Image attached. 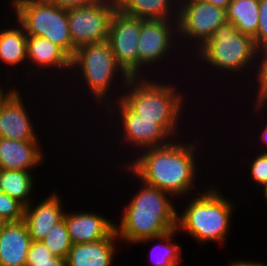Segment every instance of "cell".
Here are the masks:
<instances>
[{"instance_id":"1","label":"cell","mask_w":267,"mask_h":266,"mask_svg":"<svg viewBox=\"0 0 267 266\" xmlns=\"http://www.w3.org/2000/svg\"><path fill=\"white\" fill-rule=\"evenodd\" d=\"M188 139L189 141L184 138L174 139L167 145L142 150L133 159L124 161L122 166L125 165L143 183L163 190L181 201V198L200 191L196 188V180L200 182V167L197 163L201 156L197 151L201 140L194 138L191 141L192 136H188Z\"/></svg>"},{"instance_id":"2","label":"cell","mask_w":267,"mask_h":266,"mask_svg":"<svg viewBox=\"0 0 267 266\" xmlns=\"http://www.w3.org/2000/svg\"><path fill=\"white\" fill-rule=\"evenodd\" d=\"M124 174L138 182L140 188L122 207L119 224L115 222V232L121 241L128 245H138L145 239L155 238L177 229V208L175 198L156 187L139 180L125 165Z\"/></svg>"},{"instance_id":"3","label":"cell","mask_w":267,"mask_h":266,"mask_svg":"<svg viewBox=\"0 0 267 266\" xmlns=\"http://www.w3.org/2000/svg\"><path fill=\"white\" fill-rule=\"evenodd\" d=\"M160 78L162 81L154 80V76L130 77L121 100L142 119L157 120V124L173 140L177 137L182 139L184 131L179 129L183 127L180 124L184 117L182 111L185 113L187 92L182 91V86L178 88L180 84L173 85L168 79L166 82L162 75Z\"/></svg>"},{"instance_id":"4","label":"cell","mask_w":267,"mask_h":266,"mask_svg":"<svg viewBox=\"0 0 267 266\" xmlns=\"http://www.w3.org/2000/svg\"><path fill=\"white\" fill-rule=\"evenodd\" d=\"M69 75L72 76V78L69 76L67 82L69 78L72 82V79L75 77L77 81L75 82L76 79H74V83H78L80 80V83L82 82L79 85L81 88L77 86L74 87L75 89L77 88L78 94L80 92L78 89H85L91 99L93 98L92 102L94 100L95 106L98 105L97 109L102 110L110 103L121 99L122 90L125 89L130 79L117 64L108 41L79 46L71 58V70ZM116 83L119 84L115 85ZM114 87L119 91L114 89ZM115 96H117V98H115Z\"/></svg>"},{"instance_id":"5","label":"cell","mask_w":267,"mask_h":266,"mask_svg":"<svg viewBox=\"0 0 267 266\" xmlns=\"http://www.w3.org/2000/svg\"><path fill=\"white\" fill-rule=\"evenodd\" d=\"M211 186L189 196L188 204L177 213V230L187 233L199 245L209 242L224 245L237 204L233 198L227 199L218 187Z\"/></svg>"},{"instance_id":"6","label":"cell","mask_w":267,"mask_h":266,"mask_svg":"<svg viewBox=\"0 0 267 266\" xmlns=\"http://www.w3.org/2000/svg\"><path fill=\"white\" fill-rule=\"evenodd\" d=\"M192 57L196 59L193 58L188 61L192 60L194 61L193 64L200 63L202 65H193V68L197 66L194 71L199 67L201 72L203 71L202 68L206 70L204 73L209 69L214 75L216 72L222 71L225 75L228 73L229 78L227 77L226 80L230 79L229 75L233 74L235 78L241 75L246 78L243 82L246 84V81H250L249 77L252 78L255 70L256 47L252 37L239 32L233 23L226 22L216 29L211 38Z\"/></svg>"},{"instance_id":"7","label":"cell","mask_w":267,"mask_h":266,"mask_svg":"<svg viewBox=\"0 0 267 266\" xmlns=\"http://www.w3.org/2000/svg\"><path fill=\"white\" fill-rule=\"evenodd\" d=\"M10 3L14 19L28 36L47 38L72 58L77 48L70 36L67 9L44 0H11Z\"/></svg>"},{"instance_id":"8","label":"cell","mask_w":267,"mask_h":266,"mask_svg":"<svg viewBox=\"0 0 267 266\" xmlns=\"http://www.w3.org/2000/svg\"><path fill=\"white\" fill-rule=\"evenodd\" d=\"M103 111V115L109 114L104 117L110 116L108 118H110L111 121L109 120L107 124L110 122L111 125H107L109 126L108 129H113L115 135L118 134V138H121L119 141L122 140L121 142L118 141V143H126L125 148L128 147L131 153L133 150L134 152L136 150V153H132L133 157L142 150L161 147L169 144L173 140L157 124V120L142 119L141 116L134 113L121 99L110 103ZM111 122L116 123L118 127L116 124L113 126ZM114 127L115 129L117 128V130H115ZM116 131L118 133H116Z\"/></svg>"},{"instance_id":"9","label":"cell","mask_w":267,"mask_h":266,"mask_svg":"<svg viewBox=\"0 0 267 266\" xmlns=\"http://www.w3.org/2000/svg\"><path fill=\"white\" fill-rule=\"evenodd\" d=\"M226 22L227 14L224 8L202 0H180L177 30L182 53L190 50L188 53L193 55L211 38L216 29ZM182 41L185 42L184 45Z\"/></svg>"},{"instance_id":"10","label":"cell","mask_w":267,"mask_h":266,"mask_svg":"<svg viewBox=\"0 0 267 266\" xmlns=\"http://www.w3.org/2000/svg\"><path fill=\"white\" fill-rule=\"evenodd\" d=\"M179 46L177 19H141V31L138 39V77L156 76V71L152 70L156 68L158 71V68H162L160 65H164L162 62H169L164 59L176 58L172 54L182 50Z\"/></svg>"},{"instance_id":"11","label":"cell","mask_w":267,"mask_h":266,"mask_svg":"<svg viewBox=\"0 0 267 266\" xmlns=\"http://www.w3.org/2000/svg\"><path fill=\"white\" fill-rule=\"evenodd\" d=\"M118 8L117 0H94L92 3L67 9L73 45L108 41L111 18Z\"/></svg>"},{"instance_id":"12","label":"cell","mask_w":267,"mask_h":266,"mask_svg":"<svg viewBox=\"0 0 267 266\" xmlns=\"http://www.w3.org/2000/svg\"><path fill=\"white\" fill-rule=\"evenodd\" d=\"M141 19L123 13L119 8L112 15L108 42L117 64L129 77H138V39Z\"/></svg>"},{"instance_id":"13","label":"cell","mask_w":267,"mask_h":266,"mask_svg":"<svg viewBox=\"0 0 267 266\" xmlns=\"http://www.w3.org/2000/svg\"><path fill=\"white\" fill-rule=\"evenodd\" d=\"M26 52H27V65L25 66L26 67L28 66L26 69L29 70L26 71V73L28 74L26 75V77L30 76L29 78L27 77L26 79L28 83L31 80H33L32 83L36 84V82L34 81L35 77H38L39 74L40 77L43 75L45 76V74L46 73L49 74L50 71L52 74L49 75L53 76L54 80L56 81L55 84H57L58 82L60 83L62 81V83H60L61 86L59 87H62V84L68 80L69 75L67 74H70L71 58L52 41L44 37L28 36ZM45 70H47L48 72H46ZM58 72H60V74ZM54 76H59L58 79L61 77L60 79L61 81H59ZM62 77L64 78V80L65 79L66 80L64 81Z\"/></svg>"},{"instance_id":"14","label":"cell","mask_w":267,"mask_h":266,"mask_svg":"<svg viewBox=\"0 0 267 266\" xmlns=\"http://www.w3.org/2000/svg\"><path fill=\"white\" fill-rule=\"evenodd\" d=\"M18 88L5 100L0 108V137L16 141H41L31 119L21 91ZM31 114V115H29ZM37 130V131H36Z\"/></svg>"},{"instance_id":"15","label":"cell","mask_w":267,"mask_h":266,"mask_svg":"<svg viewBox=\"0 0 267 266\" xmlns=\"http://www.w3.org/2000/svg\"><path fill=\"white\" fill-rule=\"evenodd\" d=\"M60 195L54 190L41 201H37L36 205L31 201L25 207L23 221L33 241H41L54 225L63 220L67 208L64 209V201Z\"/></svg>"},{"instance_id":"16","label":"cell","mask_w":267,"mask_h":266,"mask_svg":"<svg viewBox=\"0 0 267 266\" xmlns=\"http://www.w3.org/2000/svg\"><path fill=\"white\" fill-rule=\"evenodd\" d=\"M66 210L64 220L72 244L96 242L107 238L115 230V220L94 210L75 212Z\"/></svg>"},{"instance_id":"17","label":"cell","mask_w":267,"mask_h":266,"mask_svg":"<svg viewBox=\"0 0 267 266\" xmlns=\"http://www.w3.org/2000/svg\"><path fill=\"white\" fill-rule=\"evenodd\" d=\"M40 141H16L0 137V169L34 171L45 164L47 154Z\"/></svg>"},{"instance_id":"18","label":"cell","mask_w":267,"mask_h":266,"mask_svg":"<svg viewBox=\"0 0 267 266\" xmlns=\"http://www.w3.org/2000/svg\"><path fill=\"white\" fill-rule=\"evenodd\" d=\"M117 242V243H116ZM115 230L96 242L72 244L66 257L67 266H113L119 247ZM113 264V265H112Z\"/></svg>"},{"instance_id":"19","label":"cell","mask_w":267,"mask_h":266,"mask_svg":"<svg viewBox=\"0 0 267 266\" xmlns=\"http://www.w3.org/2000/svg\"><path fill=\"white\" fill-rule=\"evenodd\" d=\"M32 242L24 221L8 222L0 231V266H26Z\"/></svg>"},{"instance_id":"20","label":"cell","mask_w":267,"mask_h":266,"mask_svg":"<svg viewBox=\"0 0 267 266\" xmlns=\"http://www.w3.org/2000/svg\"><path fill=\"white\" fill-rule=\"evenodd\" d=\"M16 23H11L8 27L1 28L0 30V62L2 65H6L5 68L11 71V74L14 72V69L19 70V67L22 68L23 65H27V39L28 35L25 33L24 28L14 20ZM7 27V28H6ZM18 68V69H17Z\"/></svg>"},{"instance_id":"21","label":"cell","mask_w":267,"mask_h":266,"mask_svg":"<svg viewBox=\"0 0 267 266\" xmlns=\"http://www.w3.org/2000/svg\"><path fill=\"white\" fill-rule=\"evenodd\" d=\"M180 0H117L125 14L143 20L177 19Z\"/></svg>"},{"instance_id":"22","label":"cell","mask_w":267,"mask_h":266,"mask_svg":"<svg viewBox=\"0 0 267 266\" xmlns=\"http://www.w3.org/2000/svg\"><path fill=\"white\" fill-rule=\"evenodd\" d=\"M32 173L26 170L0 169V191L26 207L34 200L32 192L35 193L33 188H35L36 175Z\"/></svg>"},{"instance_id":"23","label":"cell","mask_w":267,"mask_h":266,"mask_svg":"<svg viewBox=\"0 0 267 266\" xmlns=\"http://www.w3.org/2000/svg\"><path fill=\"white\" fill-rule=\"evenodd\" d=\"M259 0H232L227 9V22L233 23L242 34L252 38L258 30Z\"/></svg>"},{"instance_id":"24","label":"cell","mask_w":267,"mask_h":266,"mask_svg":"<svg viewBox=\"0 0 267 266\" xmlns=\"http://www.w3.org/2000/svg\"><path fill=\"white\" fill-rule=\"evenodd\" d=\"M180 235L177 229L171 230L168 233L150 239H145L143 241L138 242L147 243L158 241L151 250V265L152 266H180L183 263L182 249L179 244L174 242V237Z\"/></svg>"},{"instance_id":"25","label":"cell","mask_w":267,"mask_h":266,"mask_svg":"<svg viewBox=\"0 0 267 266\" xmlns=\"http://www.w3.org/2000/svg\"><path fill=\"white\" fill-rule=\"evenodd\" d=\"M254 72V76H252L250 82L255 81L256 84L254 82L247 83L250 84L248 86L250 89L253 86L256 90V92H251V96L254 93L253 97H255L253 100H267V43L256 47V65Z\"/></svg>"},{"instance_id":"26","label":"cell","mask_w":267,"mask_h":266,"mask_svg":"<svg viewBox=\"0 0 267 266\" xmlns=\"http://www.w3.org/2000/svg\"><path fill=\"white\" fill-rule=\"evenodd\" d=\"M41 241H43L52 254L57 257L66 258L72 247V242L67 232L65 220L63 219L54 225Z\"/></svg>"},{"instance_id":"27","label":"cell","mask_w":267,"mask_h":266,"mask_svg":"<svg viewBox=\"0 0 267 266\" xmlns=\"http://www.w3.org/2000/svg\"><path fill=\"white\" fill-rule=\"evenodd\" d=\"M25 206L16 199L0 191V216L7 222L23 221Z\"/></svg>"},{"instance_id":"28","label":"cell","mask_w":267,"mask_h":266,"mask_svg":"<svg viewBox=\"0 0 267 266\" xmlns=\"http://www.w3.org/2000/svg\"><path fill=\"white\" fill-rule=\"evenodd\" d=\"M251 159V162L248 163L250 166L247 168L250 170L248 176L252 178V182L261 190L267 184V152H259L257 150Z\"/></svg>"},{"instance_id":"29","label":"cell","mask_w":267,"mask_h":266,"mask_svg":"<svg viewBox=\"0 0 267 266\" xmlns=\"http://www.w3.org/2000/svg\"><path fill=\"white\" fill-rule=\"evenodd\" d=\"M258 30L253 38L255 47L267 43V0H259Z\"/></svg>"},{"instance_id":"30","label":"cell","mask_w":267,"mask_h":266,"mask_svg":"<svg viewBox=\"0 0 267 266\" xmlns=\"http://www.w3.org/2000/svg\"><path fill=\"white\" fill-rule=\"evenodd\" d=\"M55 257L43 241H33L28 252L27 262L48 261Z\"/></svg>"},{"instance_id":"31","label":"cell","mask_w":267,"mask_h":266,"mask_svg":"<svg viewBox=\"0 0 267 266\" xmlns=\"http://www.w3.org/2000/svg\"><path fill=\"white\" fill-rule=\"evenodd\" d=\"M44 1L64 9H70L90 4L94 0H44Z\"/></svg>"},{"instance_id":"32","label":"cell","mask_w":267,"mask_h":266,"mask_svg":"<svg viewBox=\"0 0 267 266\" xmlns=\"http://www.w3.org/2000/svg\"><path fill=\"white\" fill-rule=\"evenodd\" d=\"M14 74L15 73H13L12 76L10 75V73L8 74V76L6 75V78L7 77L8 78L5 79V80H7V81H5L6 82L5 85L11 84V85H9V87L11 86L10 88L9 87L7 88V86L5 88V85L2 86L3 84L0 83V108L3 105V103L5 102V100L17 89V87H16L17 85H13V83H11V82H13L12 80L15 79L13 76Z\"/></svg>"},{"instance_id":"33","label":"cell","mask_w":267,"mask_h":266,"mask_svg":"<svg viewBox=\"0 0 267 266\" xmlns=\"http://www.w3.org/2000/svg\"><path fill=\"white\" fill-rule=\"evenodd\" d=\"M26 266H67L66 258L55 256L53 259L42 262H26Z\"/></svg>"},{"instance_id":"34","label":"cell","mask_w":267,"mask_h":266,"mask_svg":"<svg viewBox=\"0 0 267 266\" xmlns=\"http://www.w3.org/2000/svg\"><path fill=\"white\" fill-rule=\"evenodd\" d=\"M229 266H267L264 265L263 261L260 263L259 261L256 262V260H234L229 263Z\"/></svg>"},{"instance_id":"35","label":"cell","mask_w":267,"mask_h":266,"mask_svg":"<svg viewBox=\"0 0 267 266\" xmlns=\"http://www.w3.org/2000/svg\"><path fill=\"white\" fill-rule=\"evenodd\" d=\"M254 104V107L253 108H251L252 110L251 111H254L253 113H255L256 114V116H257V113L259 112V111H261V112H259L260 114L261 113H266L264 110H266L267 109V100H254L253 101V103L251 104V105H253ZM254 109V110H253ZM256 110V111H255ZM263 110V111H262Z\"/></svg>"},{"instance_id":"36","label":"cell","mask_w":267,"mask_h":266,"mask_svg":"<svg viewBox=\"0 0 267 266\" xmlns=\"http://www.w3.org/2000/svg\"><path fill=\"white\" fill-rule=\"evenodd\" d=\"M265 125V127H263V129L262 130H260V132H262V133H260L259 131H258V134H259V136L260 137H258V138H260V140L259 141H261V142H259V143H261V145H262V143H263V145H264V150H263V148H262V150H261V145L259 146L260 147V152H267V124L266 123H264ZM261 134V135H260Z\"/></svg>"},{"instance_id":"37","label":"cell","mask_w":267,"mask_h":266,"mask_svg":"<svg viewBox=\"0 0 267 266\" xmlns=\"http://www.w3.org/2000/svg\"><path fill=\"white\" fill-rule=\"evenodd\" d=\"M202 1L211 3L213 5H216L218 7L224 8V9H227L229 3L232 0H202Z\"/></svg>"},{"instance_id":"38","label":"cell","mask_w":267,"mask_h":266,"mask_svg":"<svg viewBox=\"0 0 267 266\" xmlns=\"http://www.w3.org/2000/svg\"><path fill=\"white\" fill-rule=\"evenodd\" d=\"M264 195L263 198L266 200L267 203V184L261 189V195Z\"/></svg>"},{"instance_id":"39","label":"cell","mask_w":267,"mask_h":266,"mask_svg":"<svg viewBox=\"0 0 267 266\" xmlns=\"http://www.w3.org/2000/svg\"><path fill=\"white\" fill-rule=\"evenodd\" d=\"M8 222L6 220H4L1 216H0V231L4 228V226L7 224Z\"/></svg>"}]
</instances>
